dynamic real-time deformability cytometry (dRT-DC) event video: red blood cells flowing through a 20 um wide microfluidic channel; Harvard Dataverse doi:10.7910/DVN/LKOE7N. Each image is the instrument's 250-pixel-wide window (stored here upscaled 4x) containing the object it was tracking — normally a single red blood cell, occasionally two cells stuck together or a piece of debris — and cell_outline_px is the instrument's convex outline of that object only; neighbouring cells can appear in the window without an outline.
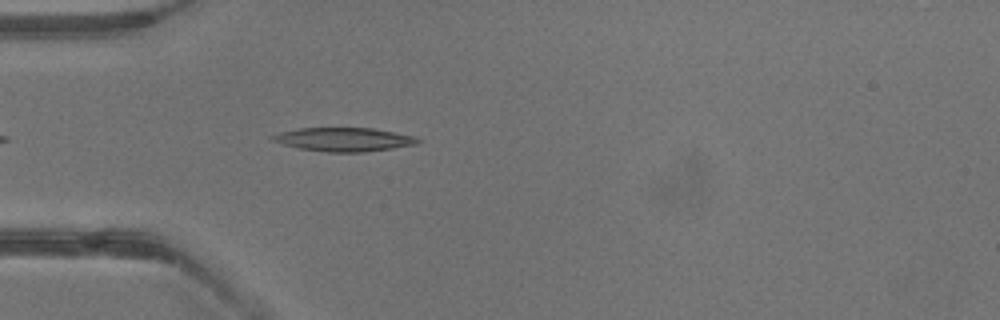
{"species": "common noctule bat (a hibernating species)", "species_latin": "Nyctalus noctula", "temperature_condition": "warm", "stored_images_in_passage": 31, "camera_frame_rate_fps": 3000, "um_per_image_px": 0.085, "animal": {"sex": "male", "body_mass_g": 13.3}, "frame": {"image": 1, "passage_image": 3, "time_ms": 0.667, "image_size_px": [1000, 320], "cell_outline_px": [[420, 140], [416, 144], [392, 148], [364, 152], [328, 152], [300, 148], [284, 144], [272, 140], [268, 136], [280, 132], [300, 128], [372, 128], [416, 136]], "centroid_in_image_um": [29.22, 11.85], "position_along_channel_um": 55.8, "area_um2": 19.88}}
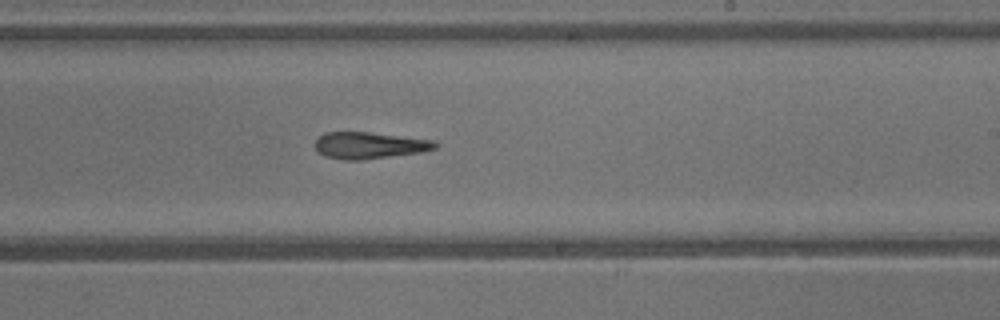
{"frame": {"image": 2, "passage_image": 15, "time_ms": 4.667, "image_size_px": [1000, 320], "cell_outline_px": [[440, 144], [436, 148], [424, 152], [360, 160], [344, 160], [324, 156], [316, 148], [316, 140], [324, 132], [368, 132], [436, 140]], "centroid_in_image_um": [31.46, 12.35], "position_along_channel_um": 257.5, "area_um2": 18.73}}
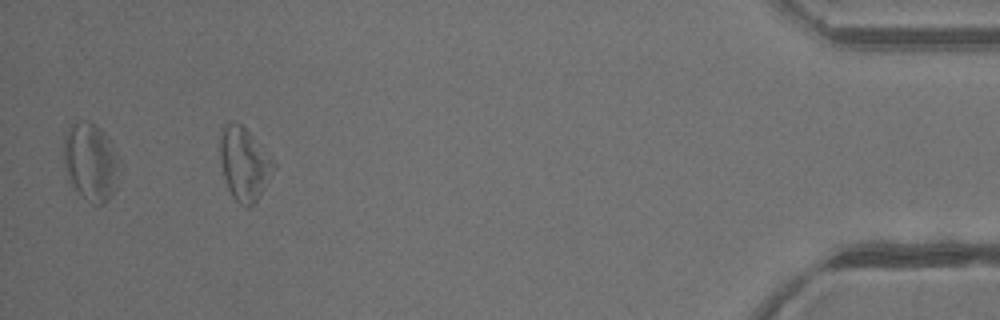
{"frame": {"image": 3, "passage_image": 28, "time_ms": 9.0, "image_size_px": [1000, 320], "cell_outline_px": [[276, 168], [264, 188], [256, 200], [248, 208], [240, 204], [232, 196], [228, 188], [224, 176], [220, 160], [220, 128], [224, 124], [232, 120], [236, 120], [248, 132], [276, 164]], "centroid_in_image_um": [20.73, 13.9], "position_along_channel_um": 414.5, "area_um2": 22.54}}